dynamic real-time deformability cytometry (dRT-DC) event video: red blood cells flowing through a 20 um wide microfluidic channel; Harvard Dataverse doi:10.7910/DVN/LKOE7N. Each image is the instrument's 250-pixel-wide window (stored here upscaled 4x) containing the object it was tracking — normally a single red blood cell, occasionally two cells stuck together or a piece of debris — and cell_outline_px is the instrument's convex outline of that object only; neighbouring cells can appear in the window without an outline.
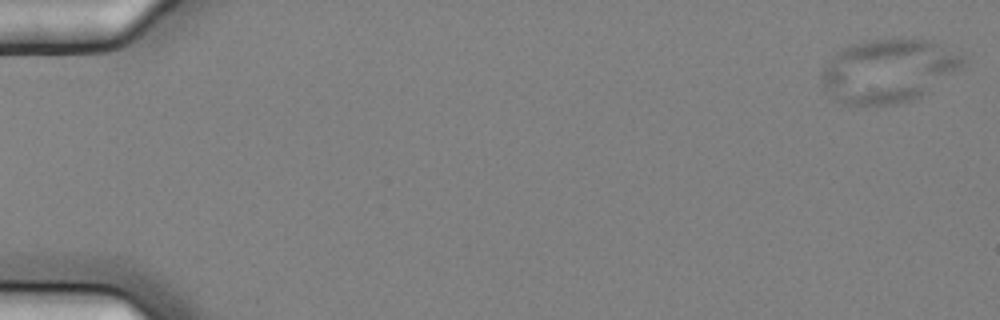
{"species": "common noctule bat (a hibernating species)", "species_latin": "Nyctalus noctula", "temperature_condition": "cold", "stored_images_in_passage": 6, "camera_frame_rate_fps": 3000, "um_per_image_px": 0.085, "animal": {"sex": "female", "body_mass_g": 25.1}, "frame": {"image": 1, "passage_image": 1, "time_ms": 0.0, "image_size_px": [1000, 320], "cell_outline_px": [[964, 64], [920, 96], [896, 104], [844, 104], [832, 100], [824, 88], [820, 76], [820, 72], [832, 56], [840, 48], [872, 40], [912, 36], [932, 40], [964, 52]], "centroid_in_image_um": [75.5, 5.96], "position_along_channel_um": 9.5, "area_um2": 52.66}}
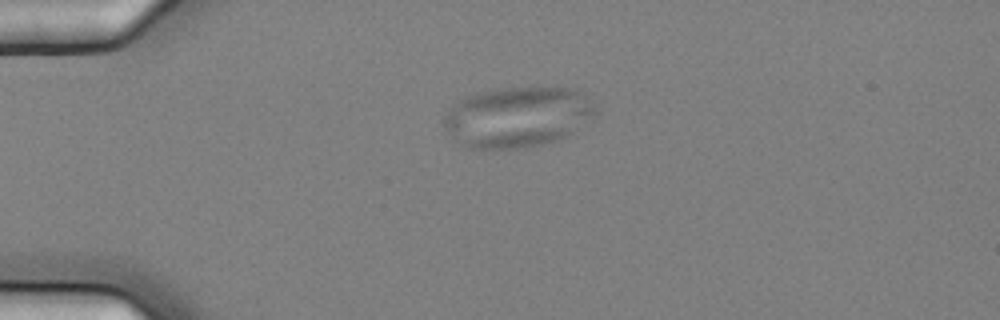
{"frame": {"image": 2, "passage_image": 4, "time_ms": 1.0, "image_size_px": [1000, 320], "cell_outline_px": [[596, 112], [572, 132], [556, 140], [532, 148], [468, 148], [456, 140], [444, 128], [440, 120], [464, 96], [496, 88], [580, 88], [592, 100], [596, 108]], "centroid_in_image_um": [43.99, 9.93], "position_along_channel_um": 41.0, "area_um2": 53.41}}